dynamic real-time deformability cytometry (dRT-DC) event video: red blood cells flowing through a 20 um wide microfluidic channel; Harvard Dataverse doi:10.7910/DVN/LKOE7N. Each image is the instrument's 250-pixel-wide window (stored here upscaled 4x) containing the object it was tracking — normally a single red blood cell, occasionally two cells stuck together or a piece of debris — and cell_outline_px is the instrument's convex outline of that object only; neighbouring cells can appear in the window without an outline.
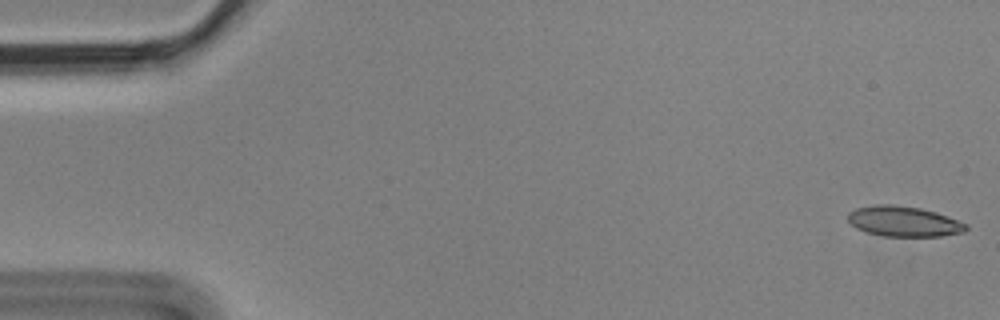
{"species": "Egyptian fruit bat (a non-hibernating species)", "species_latin": "Rousettus aegyptiacus", "temperature_condition": "cold", "stored_images_in_passage": 3, "camera_frame_rate_fps": 3000, "um_per_image_px": 0.085, "animal": {"sex": "male"}, "frame": {"image": 1, "passage_image": 1, "time_ms": 0.0, "image_size_px": [1000, 320], "cell_outline_px": [[968, 228], [964, 232], [940, 236], [884, 236], [864, 232], [856, 228], [848, 220], [848, 212], [856, 208], [876, 204], [892, 204], [920, 208], [936, 212], [948, 216], [968, 224]], "centroid_in_image_um": [76.81, 18.81], "position_along_channel_um": 8.2, "area_um2": 20.98}}